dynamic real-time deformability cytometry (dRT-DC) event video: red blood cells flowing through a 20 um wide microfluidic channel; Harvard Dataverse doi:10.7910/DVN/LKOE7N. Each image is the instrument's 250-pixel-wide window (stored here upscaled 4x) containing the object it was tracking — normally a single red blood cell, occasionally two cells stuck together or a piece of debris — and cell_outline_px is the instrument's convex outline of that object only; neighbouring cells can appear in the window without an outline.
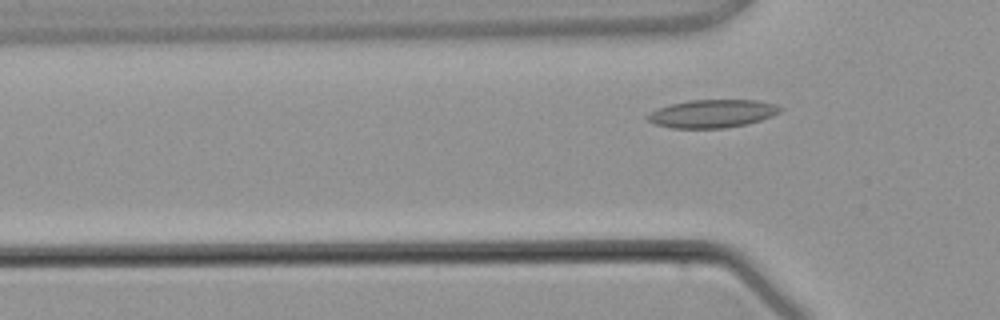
{"species": "common noctule bat (a hibernating species)", "species_latin": "Nyctalus noctula", "temperature_condition": "warm", "stored_images_in_passage": 3, "camera_frame_rate_fps": 3000, "um_per_image_px": 0.085, "animal": {"sex": "male", "body_mass_g": 21.5, "forearm_length_mm": 52.0}, "frame": {"image": 1, "passage_image": 3, "time_ms": 2.333, "image_size_px": [1000, 320], "cell_outline_px": [[784, 108], [780, 112], [772, 116], [760, 120], [744, 124], [724, 128], [672, 128], [652, 124], [644, 116], [648, 112], [656, 108], [672, 104], [692, 100], [760, 100], [776, 104]], "centroid_in_image_um": [60.51, 9.65], "position_along_channel_um": 65.3, "area_um2": 21.85}}